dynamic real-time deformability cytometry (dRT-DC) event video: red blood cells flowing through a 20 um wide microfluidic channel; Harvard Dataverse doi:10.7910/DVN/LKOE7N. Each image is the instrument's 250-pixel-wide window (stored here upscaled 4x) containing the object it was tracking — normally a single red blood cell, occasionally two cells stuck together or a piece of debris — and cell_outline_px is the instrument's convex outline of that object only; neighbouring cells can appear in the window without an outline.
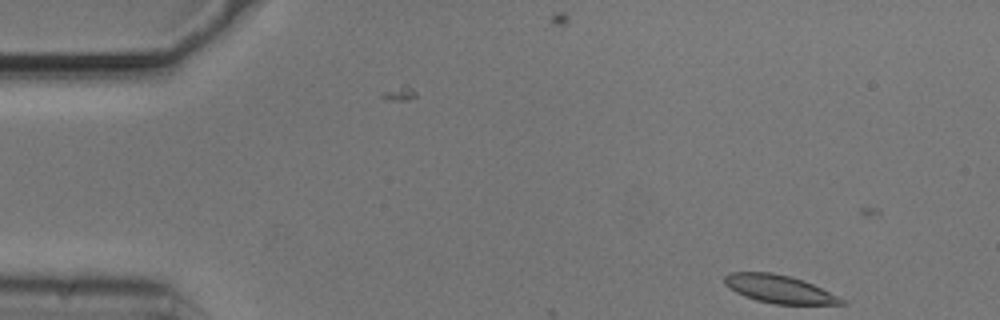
{"species": "common noctule bat (a hibernating species)", "species_latin": "Nyctalus noctula", "temperature_condition": "cold", "stored_images_in_passage": 14, "camera_frame_rate_fps": 3000, "um_per_image_px": 0.085, "animal": {"sex": "male", "body_mass_g": 20.5, "forearm_length_mm": 52.5}, "frame": {"image": 1, "passage_image": 1, "time_ms": 0.0, "image_size_px": [1000, 320], "cell_outline_px": [[848, 304], [776, 304], [756, 300], [744, 296], [728, 288], [724, 284], [724, 276], [732, 272], [772, 272], [788, 276], [812, 284], [844, 300]], "centroid_in_image_um": [66.16, 24.57], "position_along_channel_um": 18.8, "area_um2": 18.73}}
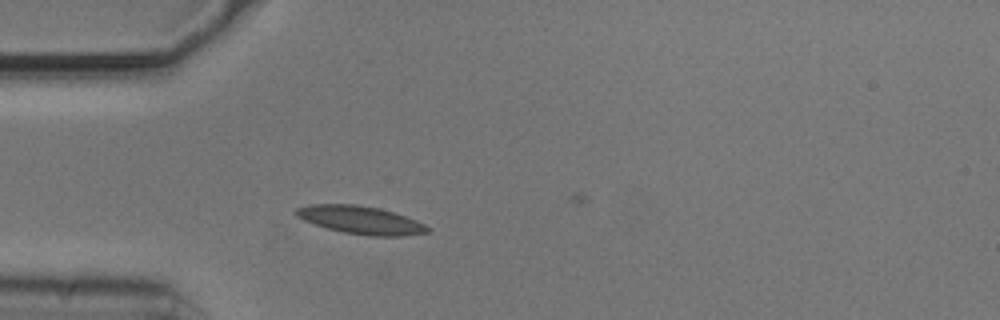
{"frame": {"image": 2, "passage_image": 11, "time_ms": 3.333, "image_size_px": [1000, 320], "cell_outline_px": [[432, 228], [428, 232], [400, 236], [368, 236], [344, 232], [328, 228], [304, 220], [296, 216], [292, 212], [296, 208], [308, 204], [356, 204], [380, 208], [416, 220]], "centroid_in_image_um": [30.63, 18.69], "position_along_channel_um": 54.4, "area_um2": 21.39}}